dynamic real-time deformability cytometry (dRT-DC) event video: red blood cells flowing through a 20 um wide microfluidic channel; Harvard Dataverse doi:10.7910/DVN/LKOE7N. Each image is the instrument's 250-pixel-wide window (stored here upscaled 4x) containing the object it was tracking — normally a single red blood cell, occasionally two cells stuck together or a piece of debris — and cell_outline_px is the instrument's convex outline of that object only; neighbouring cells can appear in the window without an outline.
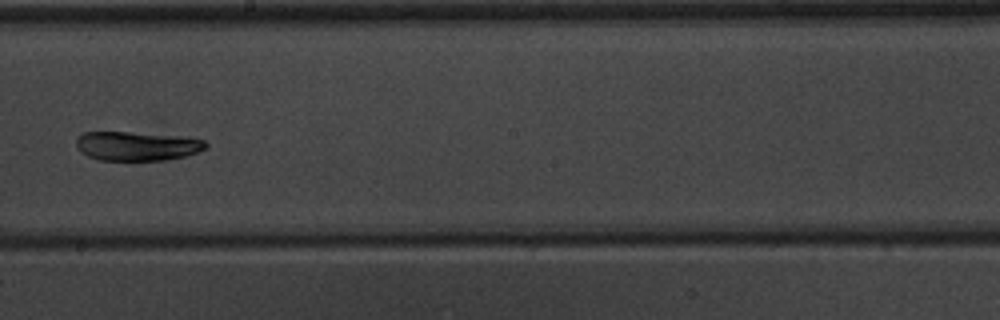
{"species": "common noctule bat (a hibernating species)", "species_latin": "Nyctalus noctula", "temperature_condition": "warm", "stored_images_in_passage": 8, "camera_frame_rate_fps": 3000, "um_per_image_px": 0.085, "animal": {"sex": "male", "body_mass_g": 20.1, "forearm_length_mm": 53.5}, "frame": {"image": 1, "passage_image": 8, "time_ms": 9.667, "image_size_px": [1000, 320], "cell_outline_px": [[208, 148], [184, 156], [168, 160], [100, 160], [88, 156], [80, 152], [76, 148], [76, 140], [84, 132], [128, 132], [188, 136], [204, 140], [208, 144]], "centroid_in_image_um": [11.67, 12.41], "position_along_channel_um": 236.5, "area_um2": 22.2}}